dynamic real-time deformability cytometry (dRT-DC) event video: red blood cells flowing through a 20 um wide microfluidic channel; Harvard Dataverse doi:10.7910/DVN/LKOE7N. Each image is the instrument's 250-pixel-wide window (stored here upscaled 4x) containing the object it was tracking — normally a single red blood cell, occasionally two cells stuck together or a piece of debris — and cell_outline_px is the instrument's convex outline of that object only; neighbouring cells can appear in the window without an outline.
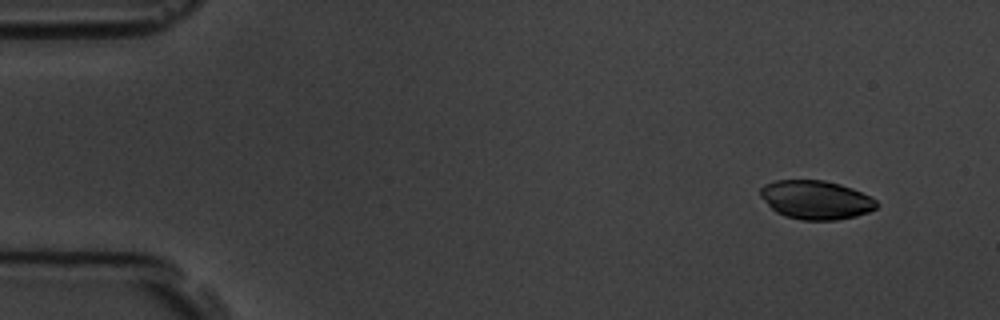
{"species": "common noctule bat (a hibernating species)", "species_latin": "Nyctalus noctula", "temperature_condition": "room temperature", "stored_images_in_passage": 6, "camera_frame_rate_fps": 3000, "um_per_image_px": 0.085, "animal": {"sex": "male", "body_mass_g": 19.5, "forearm_length_mm": 54.6}, "frame": {"image": 1, "passage_image": 1, "time_ms": 0.0, "image_size_px": [1000, 320], "cell_outline_px": [[880, 204], [876, 208], [868, 212], [856, 216], [836, 220], [800, 220], [784, 216], [776, 212], [760, 196], [760, 188], [764, 184], [776, 180], [824, 180], [840, 184], [852, 188], [872, 196]], "centroid_in_image_um": [69.37, 16.99], "position_along_channel_um": 15.6, "area_um2": 26.47}}
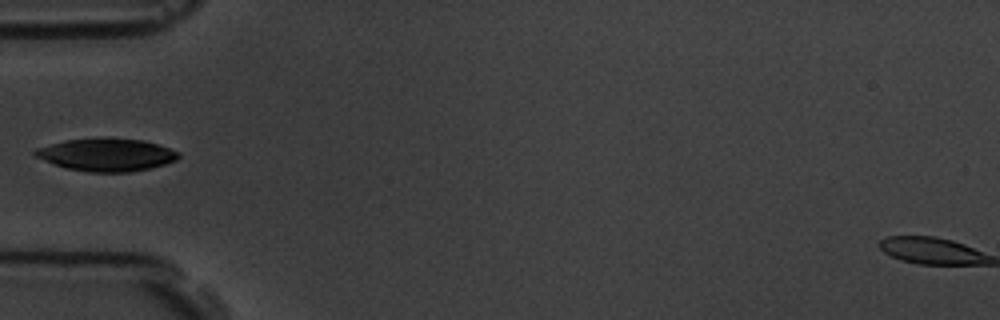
{"frame": {"image": 2, "passage_image": 5, "time_ms": 4.667, "image_size_px": [1000, 320], "cell_outline_px": [[180, 156], [176, 160], [164, 164], [132, 172], [88, 172], [68, 168], [52, 164], [32, 156], [32, 152], [36, 148], [64, 140], [100, 136], [104, 136], [144, 140], [180, 152]], "centroid_in_image_um": [9.0, 13.13], "position_along_channel_um": 76.0, "area_um2": 27.86}}
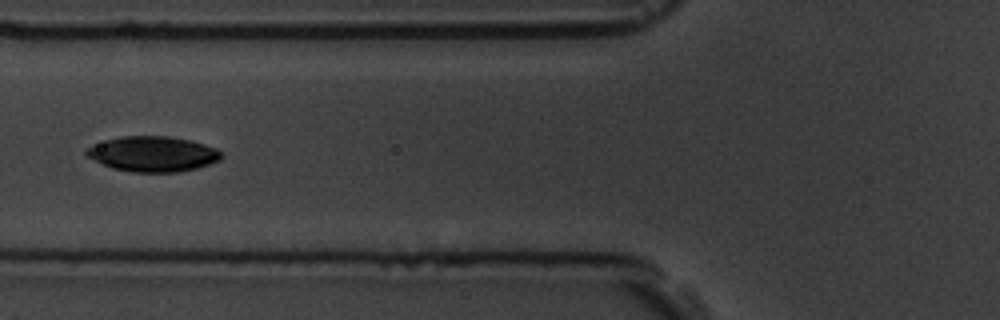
{"frame": {"image": 3, "passage_image": 6, "time_ms": 5.667, "image_size_px": [1000, 320], "cell_outline_px": [[224, 156], [220, 160], [196, 168], [176, 172], [132, 172], [112, 168], [88, 156], [84, 152], [88, 148], [108, 140], [120, 136], [168, 136], [188, 140], [204, 144], [216, 148]], "centroid_in_image_um": [13.03, 13.09], "position_along_channel_um": 112.8, "area_um2": 27.28}}